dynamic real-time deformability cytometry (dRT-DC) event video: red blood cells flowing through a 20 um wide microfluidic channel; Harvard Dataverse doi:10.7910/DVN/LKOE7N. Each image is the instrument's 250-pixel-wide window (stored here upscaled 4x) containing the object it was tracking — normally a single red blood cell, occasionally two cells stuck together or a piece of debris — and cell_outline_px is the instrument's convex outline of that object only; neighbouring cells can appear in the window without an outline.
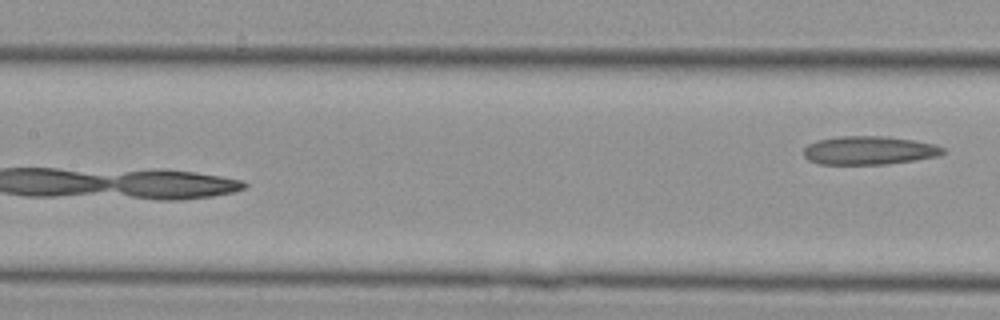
{"species": "Egyptian fruit bat (a non-hibernating species)", "species_latin": "Rousettus aegyptiacus", "temperature_condition": "cold", "stored_images_in_passage": 15, "camera_frame_rate_fps": 3000, "um_per_image_px": 0.085, "animal": {"sex": "female"}, "frame": {"image": 1, "passage_image": 15, "time_ms": 4.667, "image_size_px": [1000, 320], "cell_outline_px": [[944, 152], [940, 156], [916, 160], [888, 164], [820, 164], [808, 160], [804, 156], [804, 148], [808, 144], [816, 140], [840, 136], [884, 136], [912, 140], [936, 144], [944, 148]], "centroid_in_image_um": [73.88, 12.78], "position_along_channel_um": 133.5, "area_um2": 23.24}}